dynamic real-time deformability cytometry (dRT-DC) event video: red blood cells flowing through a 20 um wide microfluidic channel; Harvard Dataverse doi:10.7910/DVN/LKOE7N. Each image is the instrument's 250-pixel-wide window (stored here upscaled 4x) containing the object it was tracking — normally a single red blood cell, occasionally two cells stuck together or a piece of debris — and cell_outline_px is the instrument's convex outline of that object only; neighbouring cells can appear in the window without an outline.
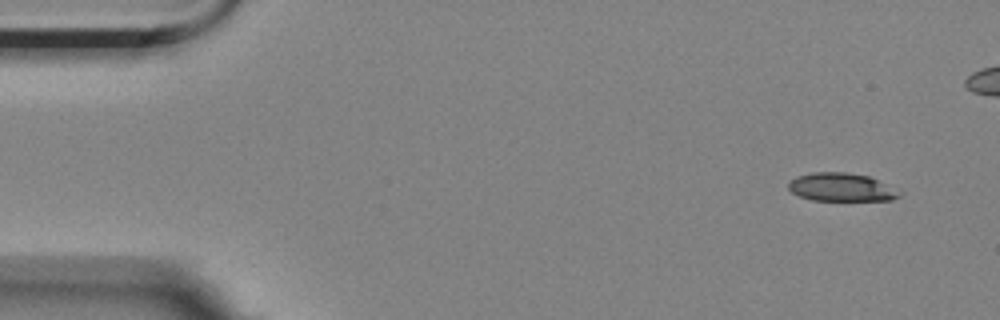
{"species": "Egyptian fruit bat (a non-hibernating species)", "species_latin": "Rousettus aegyptiacus", "temperature_condition": "room temperature", "stored_images_in_passage": 5, "camera_frame_rate_fps": 3000, "um_per_image_px": 0.085, "animal": {"sex": "female"}, "frame": {"image": 1, "passage_image": 1, "time_ms": 0.0, "image_size_px": [1000, 320], "cell_outline_px": [[900, 196], [892, 200], [812, 200], [800, 196], [792, 192], [788, 188], [788, 184], [796, 176], [812, 172], [844, 172], [868, 176], [900, 192]], "centroid_in_image_um": [71.46, 15.91], "position_along_channel_um": 13.5, "area_um2": 17.92}}